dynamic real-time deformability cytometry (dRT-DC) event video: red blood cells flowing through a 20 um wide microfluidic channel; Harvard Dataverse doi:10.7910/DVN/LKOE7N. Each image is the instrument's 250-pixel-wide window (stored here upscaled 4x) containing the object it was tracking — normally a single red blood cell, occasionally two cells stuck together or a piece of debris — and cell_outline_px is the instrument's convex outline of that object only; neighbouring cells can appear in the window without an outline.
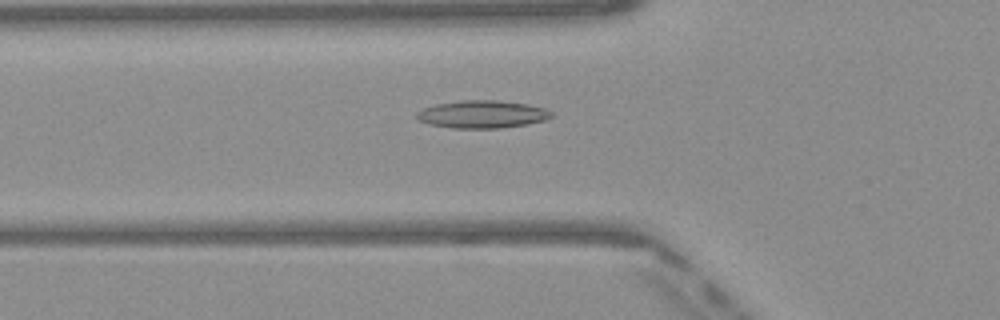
{"species": "Egyptian fruit bat (a non-hibernating species)", "species_latin": "Rousettus aegyptiacus", "temperature_condition": "warm", "stored_images_in_passage": 50, "camera_frame_rate_fps": 3000, "um_per_image_px": 0.085, "frame": {"image": 1, "passage_image": 18, "time_ms": 5.667, "image_size_px": [1000, 320], "cell_outline_px": [[552, 116], [544, 120], [528, 124], [500, 128], [452, 128], [428, 124], [416, 120], [416, 112], [424, 108], [436, 104], [464, 100], [496, 100], [528, 104], [544, 108], [552, 112]], "centroid_in_image_um": [40.96, 9.72], "position_along_channel_um": 84.8, "area_um2": 21.73}}
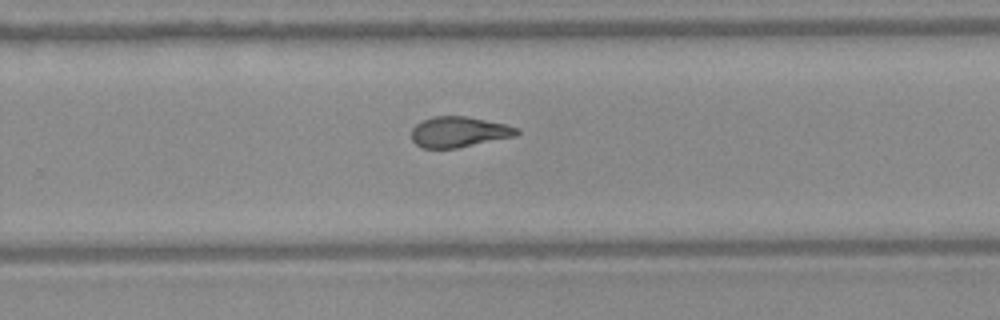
{"frame": {"image": 2, "passage_image": 33, "time_ms": 10.667, "image_size_px": [1000, 320], "cell_outline_px": [[520, 132], [516, 136], [456, 148], [424, 148], [416, 144], [412, 140], [412, 128], [416, 124], [432, 116], [468, 116], [504, 124], [520, 128]], "centroid_in_image_um": [39.02, 11.21], "position_along_channel_um": 290.8, "area_um2": 18.73}}
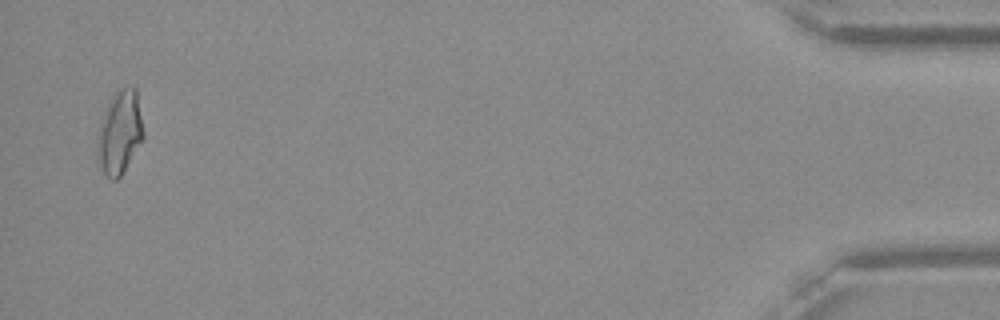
{"frame": {"image": 3, "passage_image": 49, "time_ms": 16.0, "image_size_px": [1000, 320], "cell_outline_px": [[144, 136], [120, 176], [116, 180], [112, 180], [104, 172], [100, 164], [96, 148], [96, 144], [100, 120], [112, 96], [116, 92], [124, 88], [136, 88], [144, 132]], "centroid_in_image_um": [10.16, 11.25], "position_along_channel_um": 425.0, "area_um2": 21.85}, "authors_computed_cell_mechanics": {"area_um2": 19.7965, "velocity_mm_per_s": 4.1094, "shape_relaxation_time_tau1_ms": null, "shape_relaxation_time_tau2_ms": 2.195, "deformation_change_tau1": null, "deformation_change_tau2": 0.1076}}